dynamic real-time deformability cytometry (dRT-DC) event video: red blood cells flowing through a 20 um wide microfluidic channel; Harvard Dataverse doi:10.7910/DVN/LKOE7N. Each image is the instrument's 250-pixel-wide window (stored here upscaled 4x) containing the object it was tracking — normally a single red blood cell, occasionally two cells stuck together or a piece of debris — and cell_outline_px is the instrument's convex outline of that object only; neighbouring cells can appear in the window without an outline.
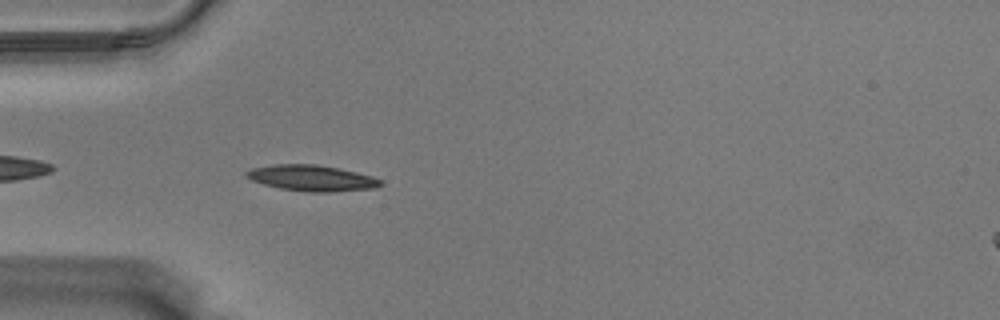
{"species": "Egyptian fruit bat (a non-hibernating species)", "species_latin": "Rousettus aegyptiacus", "temperature_condition": "warm", "stored_images_in_passage": 44, "camera_frame_rate_fps": 3000, "um_per_image_px": 0.085, "animal": {"sex": "male"}, "frame": {"image": 1, "passage_image": 3, "time_ms": 0.667, "image_size_px": [1000, 320], "cell_outline_px": [[384, 184], [376, 188], [332, 192], [304, 192], [280, 188], [264, 184], [252, 180], [244, 176], [244, 172], [252, 168], [272, 164], [316, 164], [340, 168], [372, 176], [380, 180]], "centroid_in_image_um": [26.49, 15.13], "position_along_channel_um": 58.5, "area_um2": 20.46}}
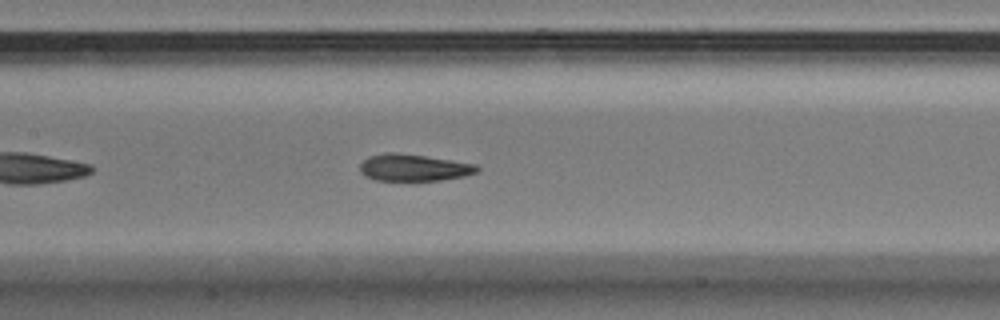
{"frame": {"image": 2, "passage_image": 13, "time_ms": 4.0, "image_size_px": [1000, 320], "cell_outline_px": [[480, 168], [476, 172], [464, 176], [440, 180], [376, 180], [364, 176], [360, 172], [360, 164], [364, 160], [372, 156], [388, 152], [396, 152], [424, 156], [476, 164]], "centroid_in_image_um": [35.15, 14.25], "position_along_channel_um": 172.2, "area_um2": 18.09}}
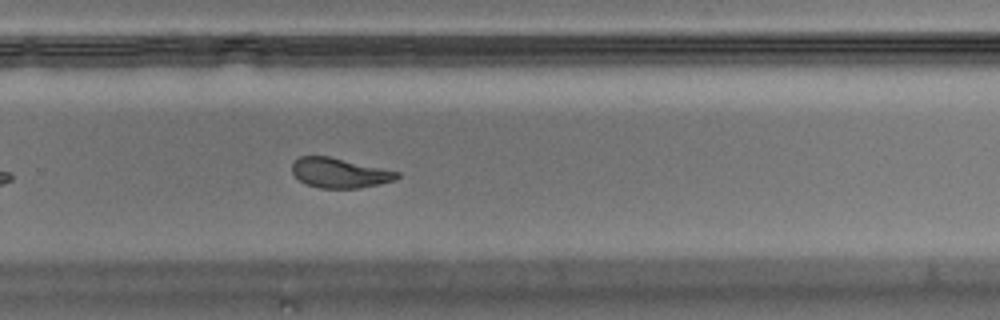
{"frame": {"image": 3, "passage_image": 24, "time_ms": 7.667, "image_size_px": [1000, 320], "cell_outline_px": [[400, 176], [396, 180], [380, 184], [360, 188], [320, 188], [304, 184], [292, 172], [292, 164], [300, 156], [328, 156], [400, 172]], "centroid_in_image_um": [28.88, 14.71], "position_along_channel_um": 300.9, "area_um2": 18.21}, "authors_computed_cell_mechanics": {"area_um2": 19.074, "velocity_mm_per_s": 3.5259, "shape_relaxation_time_tau1_ms": 5.6114, "shape_relaxation_time_tau2_ms": 2.1272, "deformation_change_tau1": 0.1879, "deformation_change_tau2": 0.0765}}